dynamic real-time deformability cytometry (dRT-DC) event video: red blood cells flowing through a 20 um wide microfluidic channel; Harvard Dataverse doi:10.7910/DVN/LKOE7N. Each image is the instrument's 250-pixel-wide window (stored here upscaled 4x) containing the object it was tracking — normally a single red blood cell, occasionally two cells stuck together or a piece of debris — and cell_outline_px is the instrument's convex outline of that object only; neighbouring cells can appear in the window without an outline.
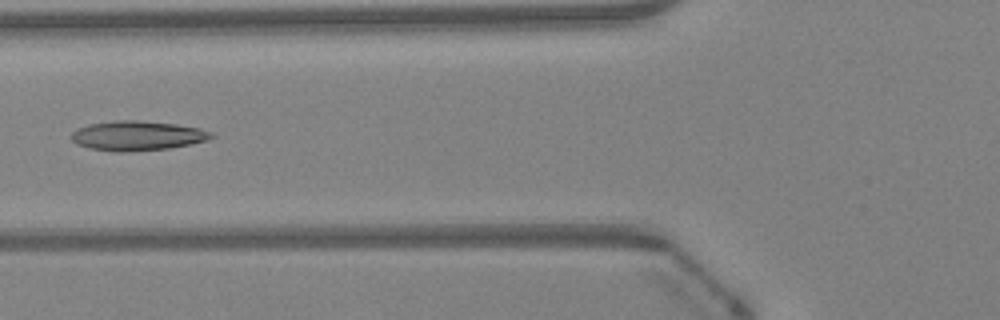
{"species": "Egyptian fruit bat (a non-hibernating species)", "species_latin": "Rousettus aegyptiacus", "temperature_condition": "warm", "stored_images_in_passage": 48, "camera_frame_rate_fps": 3000, "um_per_image_px": 0.085, "animal": {"sex": "female"}, "frame": {"image": 1, "passage_image": 19, "time_ms": 6.0, "image_size_px": [1000, 320], "cell_outline_px": [[216, 136], [208, 140], [168, 148], [124, 152], [116, 152], [88, 148], [76, 144], [72, 140], [72, 132], [76, 128], [88, 124], [116, 120], [136, 120], [176, 124], [200, 128], [212, 132]], "centroid_in_image_um": [11.65, 11.53], "position_along_channel_um": 114.1, "area_um2": 24.22}}
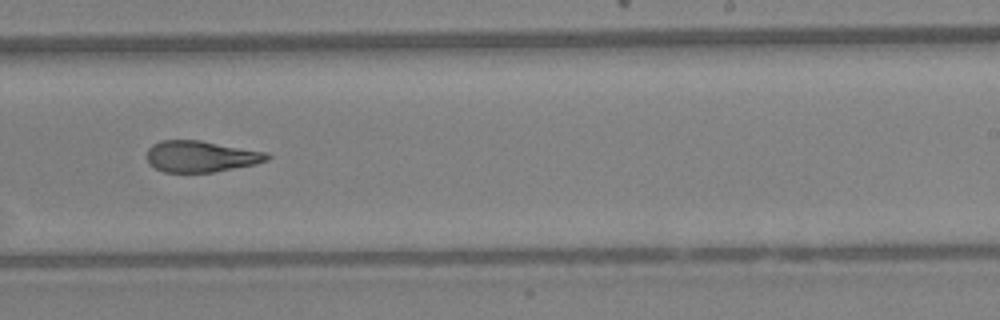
{"frame": {"image": 2, "passage_image": 30, "time_ms": 9.667, "image_size_px": [1000, 320], "cell_outline_px": [[272, 156], [268, 160], [256, 164], [212, 172], [164, 172], [148, 164], [148, 148], [152, 144], [160, 140], [200, 140], [268, 152]], "centroid_in_image_um": [17.1, 13.29], "position_along_channel_um": 271.9, "area_um2": 22.02}}
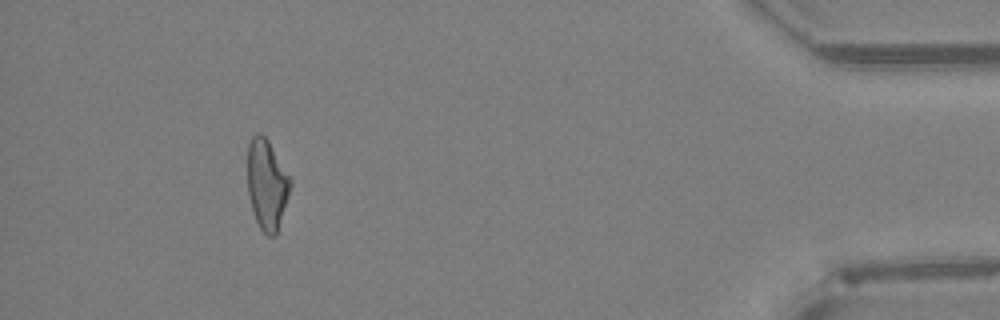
{"frame": {"image": 3, "passage_image": 44, "time_ms": 14.333, "image_size_px": [1000, 320], "cell_outline_px": [[292, 184], [276, 236], [268, 236], [260, 228], [256, 220], [252, 208], [248, 192], [248, 144], [252, 136], [256, 132], [260, 132], [268, 140], [292, 180]], "centroid_in_image_um": [22.69, 15.66], "position_along_channel_um": 412.5, "area_um2": 22.43}, "authors_computed_cell_mechanics": {"area_um2": 23.4379, "velocity_mm_per_s": 4.331, "shape_relaxation_time_tau1_ms": 8.9672, "shape_relaxation_time_tau2_ms": 3.0134, "deformation_change_tau1": 0.221, "deformation_change_tau2": 0.1205}}